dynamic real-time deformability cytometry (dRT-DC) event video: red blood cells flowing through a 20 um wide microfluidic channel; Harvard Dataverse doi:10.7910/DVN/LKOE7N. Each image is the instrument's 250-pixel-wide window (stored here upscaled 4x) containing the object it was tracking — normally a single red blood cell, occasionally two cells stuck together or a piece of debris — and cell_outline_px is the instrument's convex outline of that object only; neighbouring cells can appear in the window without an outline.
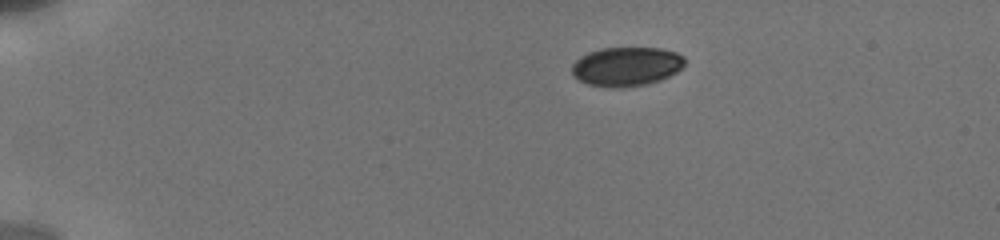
{"species": "human", "species_latin": "Homo sapiens", "temperature_condition": "cold", "stored_images_in_passage": 25, "camera_frame_rate_fps": 3000, "um_per_image_px": 0.085, "donor": {"sex": "male"}, "frame": {"image": 1, "passage_image": 1, "time_ms": 0.0, "image_size_px": [1000, 240], "cell_outline_px": [[684, 68], [660, 80], [648, 84], [624, 88], [612, 88], [588, 84], [572, 76], [572, 64], [580, 56], [588, 52], [600, 48], [660, 48], [676, 52], [684, 56]], "centroid_in_image_um": [53.24, 5.66], "position_along_channel_um": 31.8, "area_um2": 26.01}}
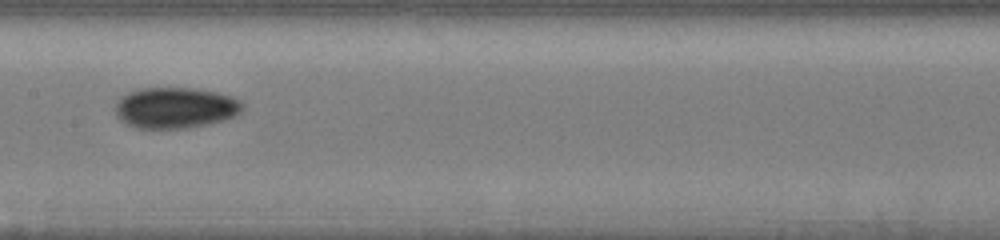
{"frame": {"image": 2, "passage_image": 11, "time_ms": 6.333, "image_size_px": [1000, 240], "cell_outline_px": [[244, 108], [236, 116], [224, 120], [208, 124], [188, 128], [136, 128], [120, 120], [116, 116], [116, 104], [120, 96], [128, 92], [140, 88], [196, 88], [216, 92], [232, 96], [240, 100], [244, 104]], "centroid_in_image_um": [14.92, 9.16], "position_along_channel_um": 192.5, "area_um2": 30.63}}
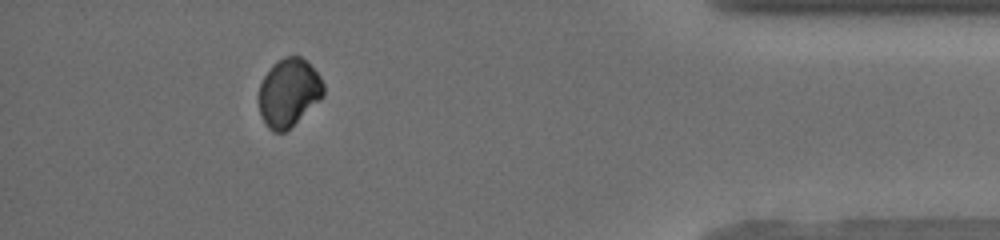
{"frame": {"image": 3, "passage_image": 22, "time_ms": 13.0, "image_size_px": [1000, 240], "cell_outline_px": [[324, 96], [320, 100], [284, 132], [272, 132], [268, 128], [260, 116], [256, 96], [260, 84], [264, 76], [272, 64], [284, 56], [300, 56], [320, 76], [324, 84]], "centroid_in_image_um": [24.49, 7.88], "position_along_channel_um": 410.7, "area_um2": 25.84}}